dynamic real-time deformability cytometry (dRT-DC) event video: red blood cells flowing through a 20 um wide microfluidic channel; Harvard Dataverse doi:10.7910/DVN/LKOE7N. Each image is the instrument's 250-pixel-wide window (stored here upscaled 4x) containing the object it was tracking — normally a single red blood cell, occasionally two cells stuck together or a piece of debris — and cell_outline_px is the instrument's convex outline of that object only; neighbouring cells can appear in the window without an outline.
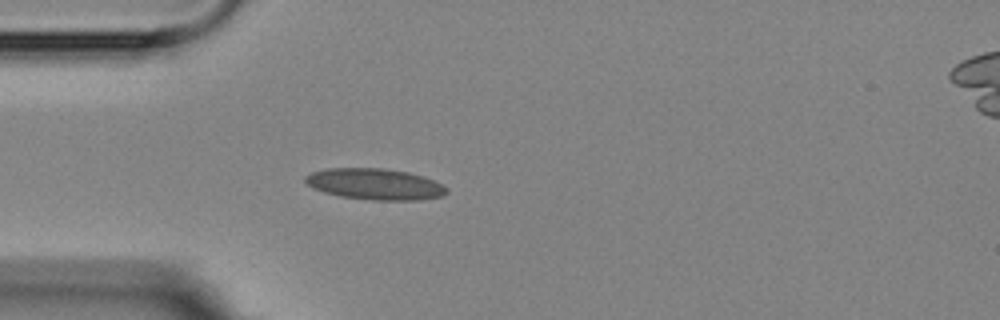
{"species": "Egyptian fruit bat (a non-hibernating species)", "species_latin": "Rousettus aegyptiacus", "temperature_condition": "room temperature", "stored_images_in_passage": 5, "camera_frame_rate_fps": 3000, "um_per_image_px": 0.085, "animal": {"sex": "female"}, "frame": {"image": 1, "passage_image": 5, "time_ms": 5.667, "image_size_px": [1000, 320], "cell_outline_px": [[448, 192], [444, 196], [420, 200], [372, 200], [340, 196], [324, 192], [312, 188], [304, 180], [304, 176], [312, 172], [328, 168], [384, 168], [408, 172], [424, 176], [448, 188]], "centroid_in_image_um": [31.88, 15.65], "position_along_channel_um": 53.1, "area_um2": 25.78}}